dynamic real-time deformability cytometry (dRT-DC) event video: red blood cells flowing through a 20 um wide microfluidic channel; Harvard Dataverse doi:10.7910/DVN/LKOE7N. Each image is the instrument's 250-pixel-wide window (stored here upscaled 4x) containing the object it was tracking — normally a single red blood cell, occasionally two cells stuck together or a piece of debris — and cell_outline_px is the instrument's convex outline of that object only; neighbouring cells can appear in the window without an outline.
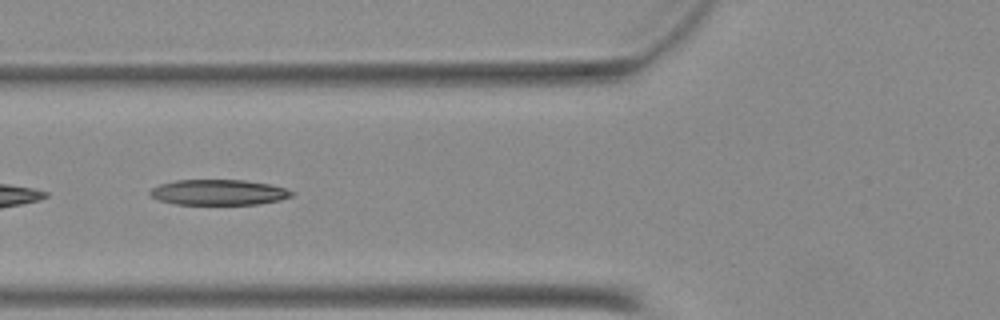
{"species": "Egyptian fruit bat (a non-hibernating species)", "species_latin": "Rousettus aegyptiacus", "temperature_condition": "warm", "stored_images_in_passage": 44, "camera_frame_rate_fps": 3000, "um_per_image_px": 0.085, "animal": {"sex": "female"}, "frame": {"image": 1, "passage_image": 14, "time_ms": 4.333, "image_size_px": [1000, 320], "cell_outline_px": [[296, 192], [292, 196], [280, 200], [256, 204], [176, 204], [160, 200], [152, 196], [148, 192], [152, 188], [160, 184], [176, 180], [244, 180], [268, 184], [284, 188]], "centroid_in_image_um": [18.59, 16.34], "position_along_channel_um": 107.2, "area_um2": 20.87}}
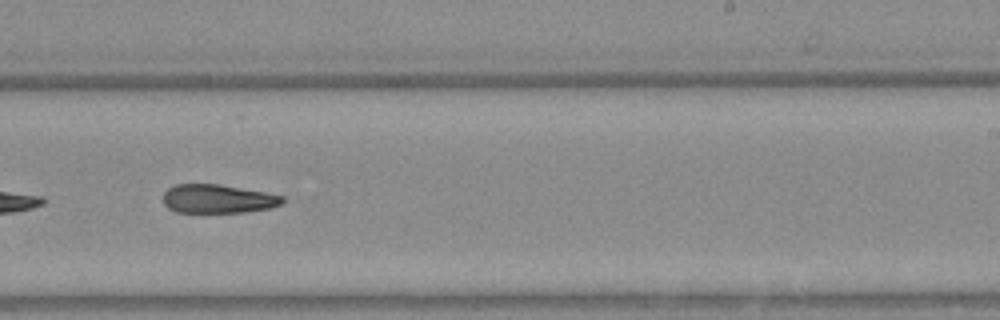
{"frame": {"image": 2, "passage_image": 26, "time_ms": 8.333, "image_size_px": [1000, 320], "cell_outline_px": [[284, 204], [268, 208], [244, 212], [176, 212], [168, 208], [164, 204], [164, 192], [168, 188], [176, 184], [216, 184], [264, 192], [284, 196]], "centroid_in_image_um": [18.51, 16.9], "position_along_channel_um": 270.5, "area_um2": 19.83}}
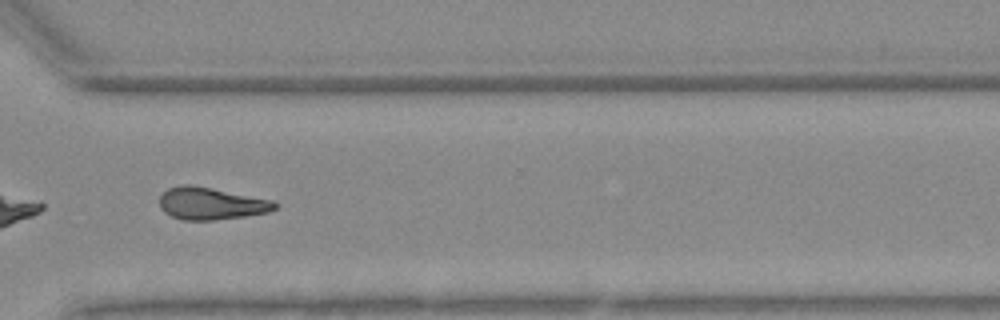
{"frame": {"image": 3, "passage_image": 32, "time_ms": 10.333, "image_size_px": [1000, 320], "cell_outline_px": [[276, 208], [268, 212], [244, 216], [216, 220], [184, 220], [172, 216], [164, 212], [160, 208], [160, 196], [168, 188], [184, 184], [188, 184], [212, 188], [272, 200], [276, 204]], "centroid_in_image_um": [17.91, 17.3], "position_along_channel_um": 352.7, "area_um2": 21.44}}